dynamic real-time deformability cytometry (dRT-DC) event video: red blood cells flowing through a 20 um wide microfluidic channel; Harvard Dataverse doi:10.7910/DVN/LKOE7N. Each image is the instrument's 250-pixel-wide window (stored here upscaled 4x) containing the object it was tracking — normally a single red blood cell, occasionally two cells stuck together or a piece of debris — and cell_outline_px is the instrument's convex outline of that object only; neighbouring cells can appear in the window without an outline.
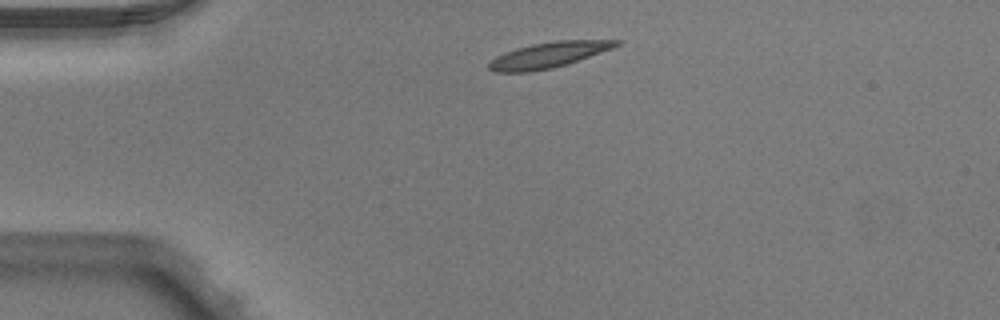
{"species": "Egyptian fruit bat (a non-hibernating species)", "species_latin": "Rousettus aegyptiacus", "temperature_condition": "warm", "stored_images_in_passage": 2, "camera_frame_rate_fps": 3000, "um_per_image_px": 0.085, "animal": {"sex": "male"}, "frame": {"image": 1, "passage_image": 1, "time_ms": 0.0, "image_size_px": [1000, 320], "cell_outline_px": [[624, 40], [620, 44], [612, 48], [568, 64], [552, 68], [528, 72], [492, 72], [488, 68], [488, 64], [496, 56], [516, 48], [532, 44], [556, 40]], "centroid_in_image_um": [46.62, 4.67], "position_along_channel_um": 38.4, "area_um2": 18.96}}